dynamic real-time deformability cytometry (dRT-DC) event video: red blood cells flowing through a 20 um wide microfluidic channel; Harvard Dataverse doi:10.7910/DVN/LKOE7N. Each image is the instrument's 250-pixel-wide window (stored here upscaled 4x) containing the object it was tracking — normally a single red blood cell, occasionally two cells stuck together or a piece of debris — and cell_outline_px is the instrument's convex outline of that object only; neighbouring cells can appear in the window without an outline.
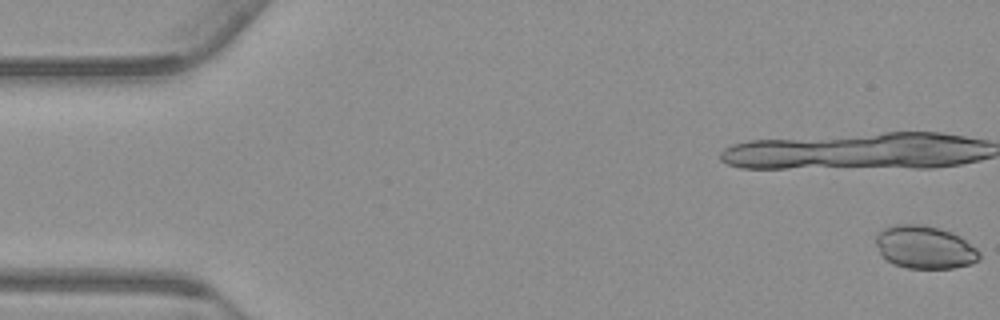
{"species": "common noctule bat (a hibernating species)", "species_latin": "Nyctalus noctula", "temperature_condition": "warm", "stored_images_in_passage": 15, "camera_frame_rate_fps": 3000, "um_per_image_px": 0.085, "animal": {"sex": "male", "body_mass_g": 23.1, "forearm_length_mm": 52.7}, "frame": {"image": 1, "passage_image": 1, "time_ms": 0.0, "image_size_px": [1000, 320], "cell_outline_px": [[980, 256], [972, 264], [952, 268], [908, 268], [892, 264], [880, 252], [876, 244], [876, 236], [884, 228], [896, 224], [924, 224], [940, 228], [952, 232], [960, 236], [976, 248], [980, 252]], "centroid_in_image_um": [78.61, 21.01], "position_along_channel_um": 6.4, "area_um2": 25.84}}
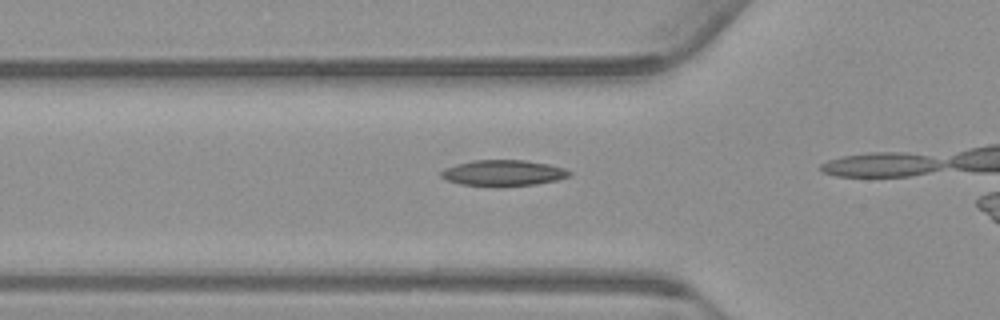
{"frame": {"image": 2, "passage_image": 13, "time_ms": 4.0, "image_size_px": [1000, 320], "cell_outline_px": [[572, 172], [568, 176], [556, 180], [536, 184], [496, 188], [460, 184], [448, 180], [440, 176], [440, 172], [444, 168], [456, 164], [472, 160], [524, 160], [548, 164], [564, 168]], "centroid_in_image_um": [42.73, 14.72], "position_along_channel_um": 83.1, "area_um2": 19.71}}